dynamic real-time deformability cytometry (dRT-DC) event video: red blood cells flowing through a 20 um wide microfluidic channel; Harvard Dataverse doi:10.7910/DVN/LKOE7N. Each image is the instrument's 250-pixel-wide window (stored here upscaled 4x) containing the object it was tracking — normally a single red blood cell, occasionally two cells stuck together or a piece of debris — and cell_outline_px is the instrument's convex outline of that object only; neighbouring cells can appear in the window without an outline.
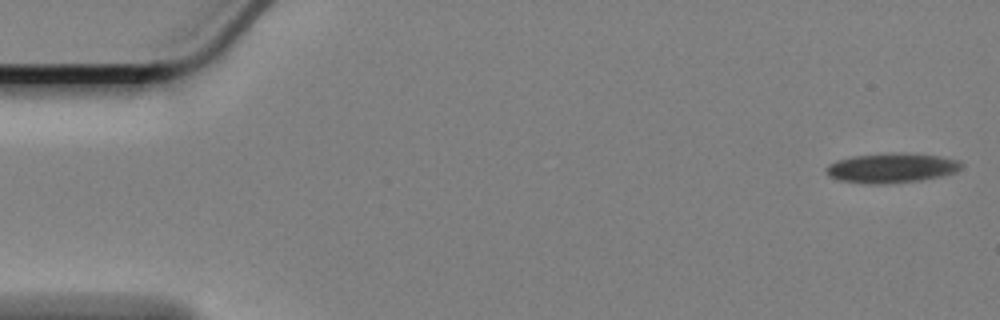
{"species": "Egyptian fruit bat (a non-hibernating species)", "species_latin": "Rousettus aegyptiacus", "temperature_condition": "cold", "stored_images_in_passage": 55, "camera_frame_rate_fps": 3000, "um_per_image_px": 0.085, "animal": {"sex": "female"}, "frame": {"image": 1, "passage_image": 1, "time_ms": 0.0, "image_size_px": [1000, 320], "cell_outline_px": [[964, 164], [956, 172], [940, 176], [920, 180], [888, 184], [864, 184], [840, 180], [828, 176], [824, 168], [828, 164], [836, 160], [852, 156], [940, 156], [960, 160]], "centroid_in_image_um": [75.73, 14.34], "position_along_channel_um": 9.3, "area_um2": 22.37}}
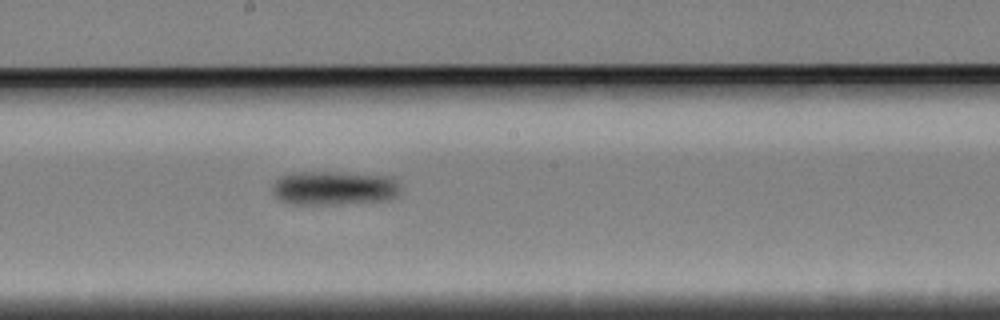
{"frame": {"image": 2, "passage_image": 31, "time_ms": 10.0, "image_size_px": [1000, 320], "cell_outline_px": [[400, 192], [396, 196], [388, 200], [328, 204], [292, 204], [280, 200], [272, 192], [272, 184], [280, 176], [288, 172], [340, 172], [392, 176], [396, 180], [400, 188]], "centroid_in_image_um": [28.38, 15.96], "position_along_channel_um": 219.8, "area_um2": 25.61}}
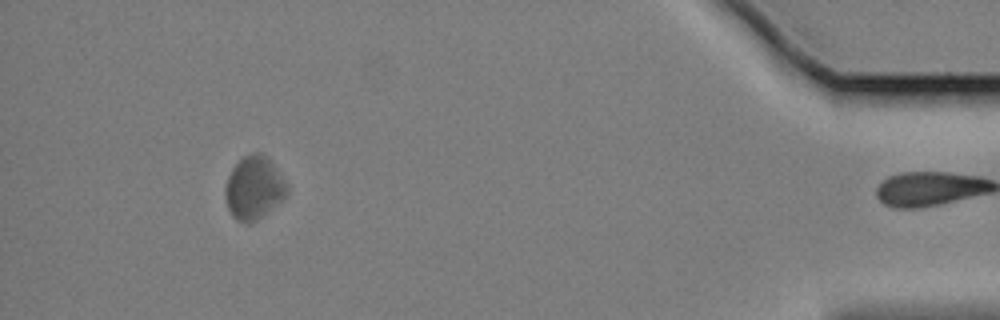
{"frame": {"image": 3, "passage_image": 54, "time_ms": 17.667, "image_size_px": [1000, 320], "cell_outline_px": [[288, 196], [252, 224], [248, 224], [236, 220], [232, 216], [228, 208], [224, 196], [224, 188], [228, 176], [232, 168], [244, 156], [252, 152], [260, 152], [276, 168], [288, 184]], "centroid_in_image_um": [21.58, 16.0], "position_along_channel_um": 413.6, "area_um2": 22.89}, "authors_computed_cell_mechanics": {"area_um2": 23.5246, "velocity_mm_per_s": 3.35, "shape_relaxation_time_tau1_ms": 4.2691, "shape_relaxation_time_tau2_ms": 10.8625, "deformation_change_tau1": 0.0822, "deformation_change_tau2": 0.1321}}